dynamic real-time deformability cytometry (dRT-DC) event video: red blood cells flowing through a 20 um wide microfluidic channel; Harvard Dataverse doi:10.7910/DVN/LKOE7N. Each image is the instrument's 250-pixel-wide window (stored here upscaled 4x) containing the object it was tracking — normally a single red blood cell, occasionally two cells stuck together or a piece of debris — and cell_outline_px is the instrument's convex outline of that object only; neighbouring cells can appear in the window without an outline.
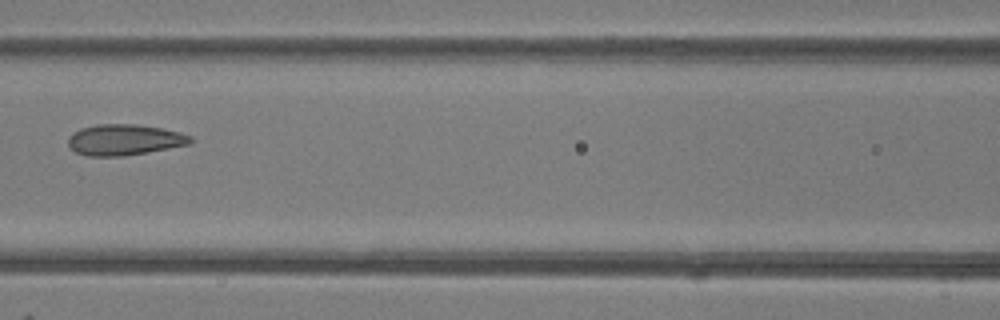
{"species": "common noctule bat (a hibernating species)", "species_latin": "Nyctalus noctula", "temperature_condition": "room temperature", "stored_images_in_passage": 4, "camera_frame_rate_fps": 3000, "um_per_image_px": 0.085, "animal": {"sex": "female"}, "frame": {"image": 1, "passage_image": 4, "time_ms": 3.333, "image_size_px": [1000, 320], "cell_outline_px": [[192, 144], [148, 152], [124, 156], [88, 156], [76, 152], [68, 144], [68, 136], [72, 132], [80, 128], [96, 124], [136, 124], [160, 128], [180, 132], [192, 136]], "centroid_in_image_um": [10.57, 11.88], "position_along_channel_um": 156.0, "area_um2": 22.2}}